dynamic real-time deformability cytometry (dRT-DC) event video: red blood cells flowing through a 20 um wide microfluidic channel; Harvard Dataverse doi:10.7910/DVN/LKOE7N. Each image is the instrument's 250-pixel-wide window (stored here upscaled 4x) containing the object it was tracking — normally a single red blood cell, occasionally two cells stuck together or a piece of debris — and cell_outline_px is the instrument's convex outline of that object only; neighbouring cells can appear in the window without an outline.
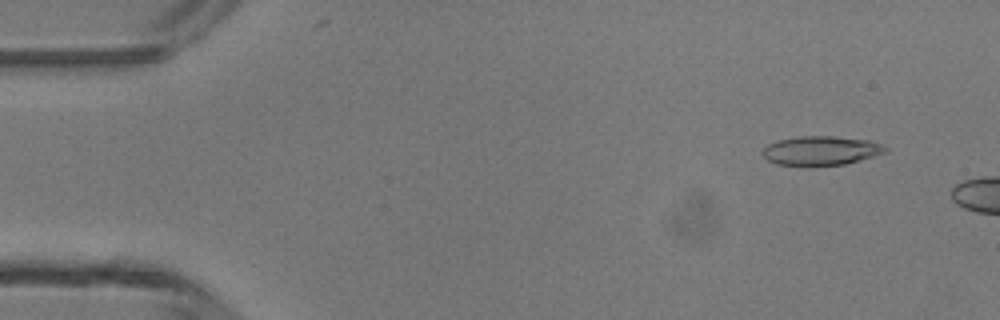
{"species": "common noctule bat (a hibernating species)", "species_latin": "Nyctalus noctula", "temperature_condition": "room temperature", "stored_images_in_passage": 9, "camera_frame_rate_fps": 3000, "um_per_image_px": 0.085, "animal": {"sex": "male", "body_mass_g": 13.3}, "frame": {"image": 1, "passage_image": 4, "time_ms": 1.0, "image_size_px": [1000, 320], "cell_outline_px": [[888, 148], [884, 152], [860, 160], [844, 164], [776, 164], [768, 160], [764, 156], [764, 148], [768, 144], [776, 140], [800, 136], [832, 136], [868, 140], [884, 144]], "centroid_in_image_um": [69.8, 12.77], "position_along_channel_um": 15.2, "area_um2": 20.29}}